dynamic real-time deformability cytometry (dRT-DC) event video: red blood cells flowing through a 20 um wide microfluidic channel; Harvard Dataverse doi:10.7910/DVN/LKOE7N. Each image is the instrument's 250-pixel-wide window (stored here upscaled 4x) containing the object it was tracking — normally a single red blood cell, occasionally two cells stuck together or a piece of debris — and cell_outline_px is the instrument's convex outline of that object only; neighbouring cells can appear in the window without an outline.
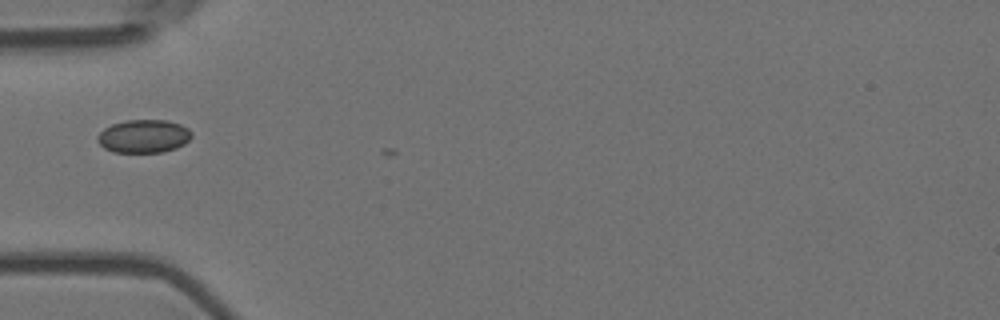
{"species": "Egyptian fruit bat (a non-hibernating species)", "species_latin": "Rousettus aegyptiacus", "temperature_condition": "room temperature", "stored_images_in_passage": 3, "camera_frame_rate_fps": 3000, "um_per_image_px": 0.085, "animal": {"sex": "female"}, "frame": {"image": 1, "passage_image": 1, "time_ms": 0.0, "image_size_px": [1000, 320], "cell_outline_px": [[192, 136], [184, 144], [176, 148], [164, 152], [112, 152], [104, 148], [96, 140], [96, 136], [104, 128], [112, 124], [124, 120], [168, 120], [180, 124], [188, 128], [192, 132]], "centroid_in_image_um": [12.2, 11.57], "position_along_channel_um": 72.8, "area_um2": 18.38}}